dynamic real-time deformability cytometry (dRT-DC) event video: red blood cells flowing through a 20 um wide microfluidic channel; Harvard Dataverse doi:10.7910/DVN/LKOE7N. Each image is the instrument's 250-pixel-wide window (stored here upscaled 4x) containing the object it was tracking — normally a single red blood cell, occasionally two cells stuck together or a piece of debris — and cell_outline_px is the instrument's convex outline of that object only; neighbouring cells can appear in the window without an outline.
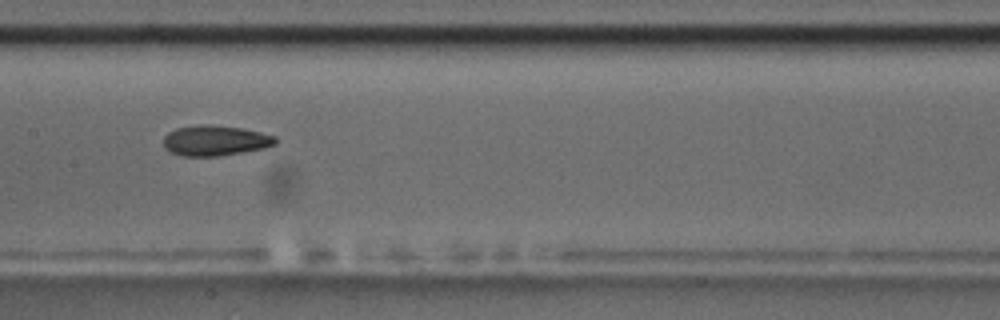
{"species": "common noctule bat (a hibernating species)", "species_latin": "Nyctalus noctula", "temperature_condition": "room temperature", "stored_images_in_passage": 8, "camera_frame_rate_fps": 3000, "um_per_image_px": 0.085, "animal": {"sex": "male", "body_mass_g": 17.5, "forearm_length_mm": 52.3}, "frame": {"image": 1, "passage_image": 4, "time_ms": 3.667, "image_size_px": [1000, 320], "cell_outline_px": [[276, 144], [264, 148], [216, 156], [180, 156], [164, 148], [164, 136], [168, 132], [176, 128], [196, 124], [208, 124], [244, 128], [276, 136]], "centroid_in_image_um": [18.27, 11.93], "position_along_channel_um": 189.1, "area_um2": 19.88}}